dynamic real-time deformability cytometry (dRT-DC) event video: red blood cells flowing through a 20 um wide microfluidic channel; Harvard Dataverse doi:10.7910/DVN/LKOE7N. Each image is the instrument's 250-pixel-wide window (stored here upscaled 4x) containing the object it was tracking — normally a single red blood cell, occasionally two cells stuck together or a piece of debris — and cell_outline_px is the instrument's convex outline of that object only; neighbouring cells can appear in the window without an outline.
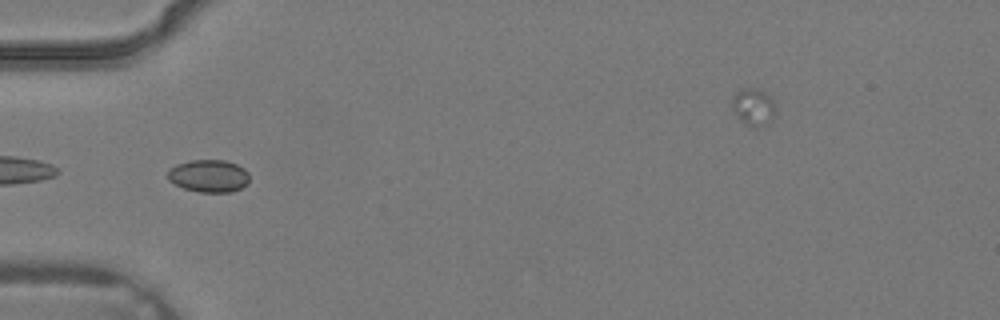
{"species": "common noctule bat (a hibernating species)", "species_latin": "Nyctalus noctula", "temperature_condition": "warm", "stored_images_in_passage": 5, "camera_frame_rate_fps": 3000, "um_per_image_px": 0.085, "animal": {"sex": "male", "body_mass_g": 19.2, "forearm_length_mm": 51.8}, "frame": {"image": 1, "passage_image": 4, "time_ms": 1.0, "image_size_px": [1000, 320], "cell_outline_px": [[248, 184], [232, 192], [200, 192], [184, 188], [168, 180], [168, 168], [176, 164], [192, 160], [224, 160], [236, 164], [244, 168], [248, 172]], "centroid_in_image_um": [17.74, 14.95], "position_along_channel_um": 67.3, "area_um2": 15.49}}